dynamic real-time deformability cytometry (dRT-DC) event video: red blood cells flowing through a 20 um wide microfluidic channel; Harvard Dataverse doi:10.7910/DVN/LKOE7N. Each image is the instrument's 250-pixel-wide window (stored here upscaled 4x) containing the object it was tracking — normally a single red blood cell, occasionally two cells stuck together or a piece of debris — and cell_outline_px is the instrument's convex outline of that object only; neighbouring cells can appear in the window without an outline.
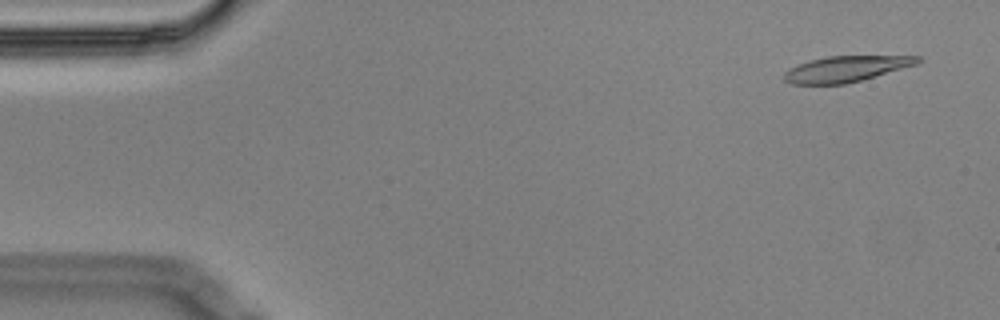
{"species": "Egyptian fruit bat (a non-hibernating species)", "species_latin": "Rousettus aegyptiacus", "temperature_condition": "cold", "stored_images_in_passage": 5, "camera_frame_rate_fps": 3000, "um_per_image_px": 0.085, "animal": {"sex": "male"}, "frame": {"image": 1, "passage_image": 1, "time_ms": 0.0, "image_size_px": [1000, 320], "cell_outline_px": [[924, 60], [916, 64], [860, 80], [844, 84], [792, 84], [784, 80], [784, 72], [800, 64], [812, 60], [828, 56], [920, 56]], "centroid_in_image_um": [71.92, 5.85], "position_along_channel_um": 13.1, "area_um2": 19.65}}
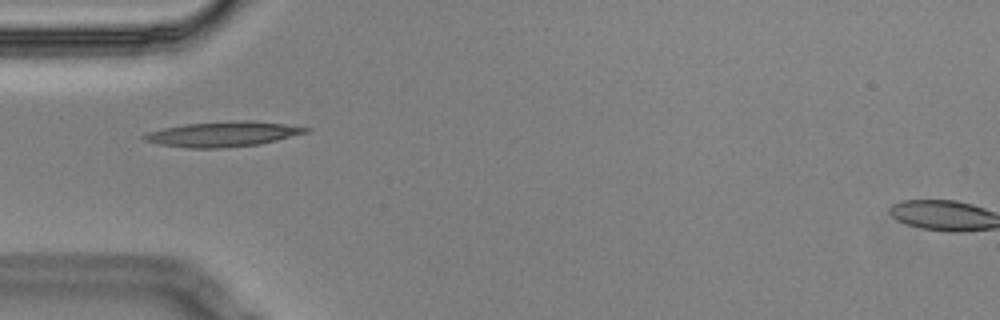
{"frame": {"image": 2, "passage_image": 5, "time_ms": 1.333, "image_size_px": [1000, 320], "cell_outline_px": [[312, 128], [308, 132], [260, 144], [220, 148], [188, 148], [160, 144], [144, 140], [140, 136], [148, 132], [164, 128], [184, 124], [244, 120], [252, 120], [284, 124]], "centroid_in_image_um": [18.95, 11.39], "position_along_channel_um": 66.1, "area_um2": 23.47}}